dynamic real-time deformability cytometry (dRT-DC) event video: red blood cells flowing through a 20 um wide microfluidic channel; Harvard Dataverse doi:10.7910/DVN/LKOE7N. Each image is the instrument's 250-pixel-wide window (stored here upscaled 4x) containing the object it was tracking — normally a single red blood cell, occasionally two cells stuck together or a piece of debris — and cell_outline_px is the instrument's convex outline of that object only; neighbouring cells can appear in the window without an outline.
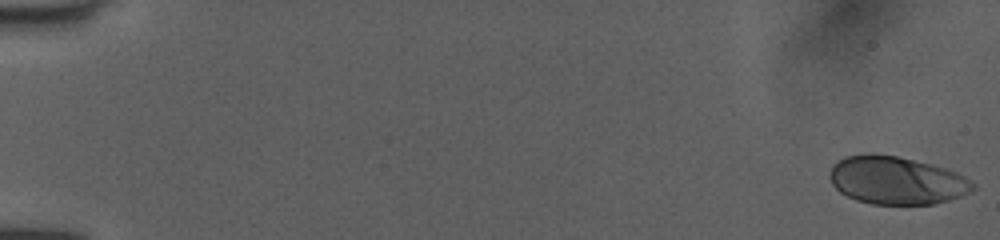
{"species": "human", "species_latin": "Homo sapiens", "temperature_condition": "room temperature", "stored_images_in_passage": 27, "camera_frame_rate_fps": 3000, "um_per_image_px": 0.085, "donor": {"sex": "female"}, "frame": {"image": 1, "passage_image": 1, "time_ms": 0.0, "image_size_px": [1000, 240], "cell_outline_px": [[976, 188], [972, 192], [948, 200], [932, 204], [872, 204], [856, 200], [840, 192], [832, 184], [832, 164], [844, 156], [872, 152], [896, 156], [944, 168], [956, 172], [972, 180], [976, 184]], "centroid_in_image_um": [76.22, 15.33], "position_along_channel_um": 8.8, "area_um2": 39.88}}
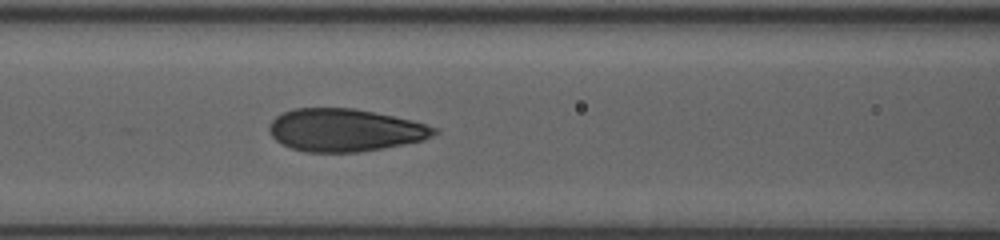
{"frame": {"image": 2, "passage_image": 16, "time_ms": 5.0, "image_size_px": [1000, 240], "cell_outline_px": [[440, 132], [424, 140], [404, 144], [360, 152], [304, 152], [292, 148], [276, 140], [272, 136], [268, 128], [268, 124], [276, 116], [292, 108], [352, 108], [412, 120], [428, 124], [440, 128]], "centroid_in_image_um": [29.34, 11.06], "position_along_channel_um": 137.3, "area_um2": 41.1}}
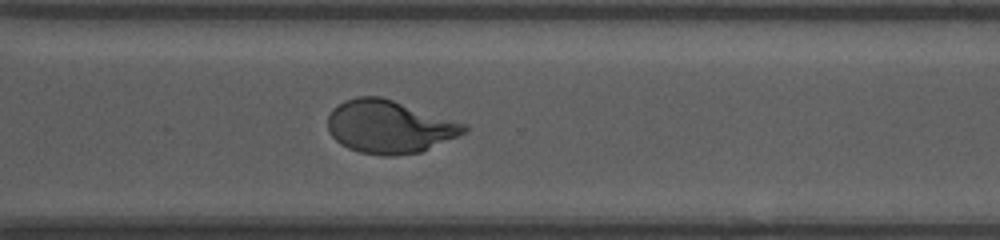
{"frame": {"image": 3, "passage_image": 27, "time_ms": 8.667, "image_size_px": [1000, 240], "cell_outline_px": [[468, 132], [420, 152], [396, 156], [384, 156], [360, 152], [348, 148], [340, 144], [332, 136], [328, 128], [328, 116], [332, 108], [344, 100], [356, 96], [380, 96], [468, 124]], "centroid_in_image_um": [33.09, 10.77], "position_along_channel_um": 337.5, "area_um2": 42.19}}